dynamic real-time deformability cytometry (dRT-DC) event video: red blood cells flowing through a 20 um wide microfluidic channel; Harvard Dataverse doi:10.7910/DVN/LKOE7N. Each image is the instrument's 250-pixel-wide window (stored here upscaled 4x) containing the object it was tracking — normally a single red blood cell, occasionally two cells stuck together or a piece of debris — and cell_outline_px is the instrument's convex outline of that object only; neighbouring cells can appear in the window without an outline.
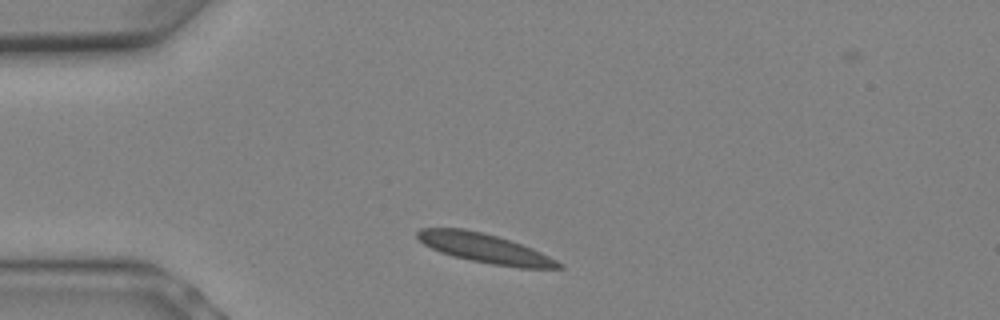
{"species": "Egyptian fruit bat (a non-hibernating species)", "species_latin": "Rousettus aegyptiacus", "temperature_condition": "warm", "stored_images_in_passage": 2, "camera_frame_rate_fps": 3000, "um_per_image_px": 0.085, "animal": {"sex": "female"}, "frame": {"image": 1, "passage_image": 1, "time_ms": 0.0, "image_size_px": [1000, 320], "cell_outline_px": [[564, 268], [520, 268], [492, 264], [452, 256], [440, 252], [424, 244], [416, 236], [416, 232], [420, 228], [464, 228], [496, 236], [532, 248], [564, 264]], "centroid_in_image_um": [41.2, 21.11], "position_along_channel_um": 43.8, "area_um2": 23.81}}